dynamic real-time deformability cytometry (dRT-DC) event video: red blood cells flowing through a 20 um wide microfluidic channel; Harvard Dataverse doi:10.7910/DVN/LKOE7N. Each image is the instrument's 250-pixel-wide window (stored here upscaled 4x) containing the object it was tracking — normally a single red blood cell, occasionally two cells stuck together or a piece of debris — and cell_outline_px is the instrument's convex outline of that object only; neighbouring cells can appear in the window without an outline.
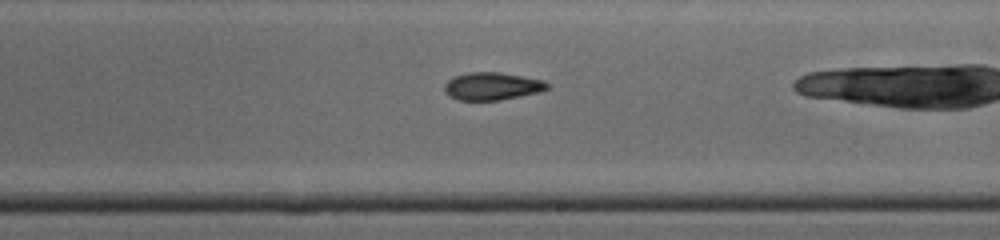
{"species": "common noctule bat (a hibernating species)", "species_latin": "Nyctalus noctula", "temperature_condition": "cold", "stored_images_in_passage": 23, "camera_frame_rate_fps": 3000, "um_per_image_px": 0.085, "animal": {"sex": "male", "body_mass_g": 19.0, "forearm_length_mm": 50.8}, "frame": {"image": 1, "passage_image": 14, "time_ms": 4.333, "image_size_px": [1000, 240], "cell_outline_px": [[548, 88], [540, 92], [500, 100], [460, 100], [448, 96], [444, 92], [444, 84], [448, 80], [456, 76], [468, 72], [500, 72], [544, 80], [548, 84]], "centroid_in_image_um": [41.81, 7.33], "position_along_channel_um": 247.2, "area_um2": 16.59}}
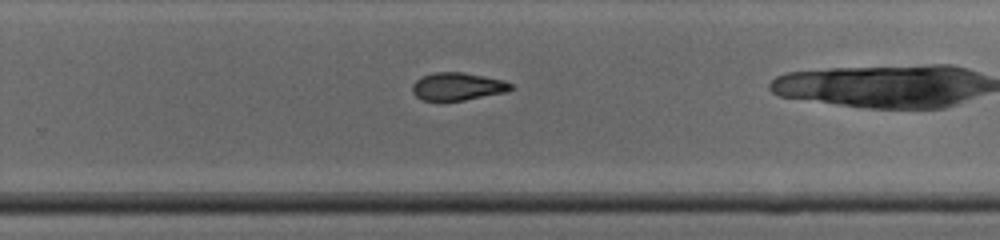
{"frame": {"image": 2, "passage_image": 17, "time_ms": 5.333, "image_size_px": [1000, 240], "cell_outline_px": [[512, 88], [508, 92], [464, 100], [424, 100], [416, 96], [412, 92], [412, 84], [416, 80], [424, 76], [436, 72], [464, 72], [504, 80], [512, 84]], "centroid_in_image_um": [38.92, 7.34], "position_along_channel_um": 290.9, "area_um2": 15.84}}